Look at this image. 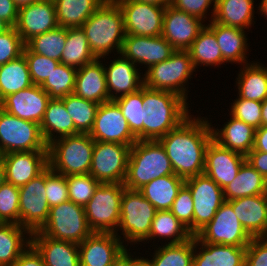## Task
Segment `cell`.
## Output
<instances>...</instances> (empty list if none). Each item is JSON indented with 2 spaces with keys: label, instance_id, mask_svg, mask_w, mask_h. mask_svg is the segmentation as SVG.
Here are the masks:
<instances>
[{
  "label": "cell",
  "instance_id": "cell-58",
  "mask_svg": "<svg viewBox=\"0 0 267 266\" xmlns=\"http://www.w3.org/2000/svg\"><path fill=\"white\" fill-rule=\"evenodd\" d=\"M246 161L267 180V153L252 149L246 155Z\"/></svg>",
  "mask_w": 267,
  "mask_h": 266
},
{
  "label": "cell",
  "instance_id": "cell-42",
  "mask_svg": "<svg viewBox=\"0 0 267 266\" xmlns=\"http://www.w3.org/2000/svg\"><path fill=\"white\" fill-rule=\"evenodd\" d=\"M194 236L179 244H164L156 248L152 259L145 258L151 266H193Z\"/></svg>",
  "mask_w": 267,
  "mask_h": 266
},
{
  "label": "cell",
  "instance_id": "cell-44",
  "mask_svg": "<svg viewBox=\"0 0 267 266\" xmlns=\"http://www.w3.org/2000/svg\"><path fill=\"white\" fill-rule=\"evenodd\" d=\"M79 133H90L100 104L81 98L74 93L61 99Z\"/></svg>",
  "mask_w": 267,
  "mask_h": 266
},
{
  "label": "cell",
  "instance_id": "cell-43",
  "mask_svg": "<svg viewBox=\"0 0 267 266\" xmlns=\"http://www.w3.org/2000/svg\"><path fill=\"white\" fill-rule=\"evenodd\" d=\"M67 40V28H57L38 34L29 39L25 45L33 52L59 61Z\"/></svg>",
  "mask_w": 267,
  "mask_h": 266
},
{
  "label": "cell",
  "instance_id": "cell-11",
  "mask_svg": "<svg viewBox=\"0 0 267 266\" xmlns=\"http://www.w3.org/2000/svg\"><path fill=\"white\" fill-rule=\"evenodd\" d=\"M131 146L95 141L89 174L100 183H124Z\"/></svg>",
  "mask_w": 267,
  "mask_h": 266
},
{
  "label": "cell",
  "instance_id": "cell-6",
  "mask_svg": "<svg viewBox=\"0 0 267 266\" xmlns=\"http://www.w3.org/2000/svg\"><path fill=\"white\" fill-rule=\"evenodd\" d=\"M196 71L188 50H175L163 62L152 65L145 70L144 85L148 88L173 92L188 100V79Z\"/></svg>",
  "mask_w": 267,
  "mask_h": 266
},
{
  "label": "cell",
  "instance_id": "cell-10",
  "mask_svg": "<svg viewBox=\"0 0 267 266\" xmlns=\"http://www.w3.org/2000/svg\"><path fill=\"white\" fill-rule=\"evenodd\" d=\"M0 151L12 152L48 151V144L40 125L16 117L0 107Z\"/></svg>",
  "mask_w": 267,
  "mask_h": 266
},
{
  "label": "cell",
  "instance_id": "cell-7",
  "mask_svg": "<svg viewBox=\"0 0 267 266\" xmlns=\"http://www.w3.org/2000/svg\"><path fill=\"white\" fill-rule=\"evenodd\" d=\"M156 212V208L138 190L125 188L121 199L119 226L115 234L122 238L123 243L125 240L126 247L129 243L132 246L138 242L146 243ZM119 230L122 231L120 233L123 237L118 235Z\"/></svg>",
  "mask_w": 267,
  "mask_h": 266
},
{
  "label": "cell",
  "instance_id": "cell-49",
  "mask_svg": "<svg viewBox=\"0 0 267 266\" xmlns=\"http://www.w3.org/2000/svg\"><path fill=\"white\" fill-rule=\"evenodd\" d=\"M230 116L258 129L262 126V102L247 100L237 96L231 103Z\"/></svg>",
  "mask_w": 267,
  "mask_h": 266
},
{
  "label": "cell",
  "instance_id": "cell-27",
  "mask_svg": "<svg viewBox=\"0 0 267 266\" xmlns=\"http://www.w3.org/2000/svg\"><path fill=\"white\" fill-rule=\"evenodd\" d=\"M245 257L246 247L205 243L194 236L193 266H245Z\"/></svg>",
  "mask_w": 267,
  "mask_h": 266
},
{
  "label": "cell",
  "instance_id": "cell-67",
  "mask_svg": "<svg viewBox=\"0 0 267 266\" xmlns=\"http://www.w3.org/2000/svg\"><path fill=\"white\" fill-rule=\"evenodd\" d=\"M136 266H151L149 262L143 257L137 264Z\"/></svg>",
  "mask_w": 267,
  "mask_h": 266
},
{
  "label": "cell",
  "instance_id": "cell-22",
  "mask_svg": "<svg viewBox=\"0 0 267 266\" xmlns=\"http://www.w3.org/2000/svg\"><path fill=\"white\" fill-rule=\"evenodd\" d=\"M58 26L53 0H41L18 9L15 29L25 43L33 36L43 34Z\"/></svg>",
  "mask_w": 267,
  "mask_h": 266
},
{
  "label": "cell",
  "instance_id": "cell-40",
  "mask_svg": "<svg viewBox=\"0 0 267 266\" xmlns=\"http://www.w3.org/2000/svg\"><path fill=\"white\" fill-rule=\"evenodd\" d=\"M33 85L24 55L0 65V100Z\"/></svg>",
  "mask_w": 267,
  "mask_h": 266
},
{
  "label": "cell",
  "instance_id": "cell-17",
  "mask_svg": "<svg viewBox=\"0 0 267 266\" xmlns=\"http://www.w3.org/2000/svg\"><path fill=\"white\" fill-rule=\"evenodd\" d=\"M174 51L175 49L162 35L152 37L125 35L120 54L135 65H145L148 70L152 65L166 61Z\"/></svg>",
  "mask_w": 267,
  "mask_h": 266
},
{
  "label": "cell",
  "instance_id": "cell-65",
  "mask_svg": "<svg viewBox=\"0 0 267 266\" xmlns=\"http://www.w3.org/2000/svg\"><path fill=\"white\" fill-rule=\"evenodd\" d=\"M258 8V10H260L259 12L261 13V15H264L267 19V0H261Z\"/></svg>",
  "mask_w": 267,
  "mask_h": 266
},
{
  "label": "cell",
  "instance_id": "cell-53",
  "mask_svg": "<svg viewBox=\"0 0 267 266\" xmlns=\"http://www.w3.org/2000/svg\"><path fill=\"white\" fill-rule=\"evenodd\" d=\"M24 48L25 42L15 27H10L7 31L0 34V65L23 55Z\"/></svg>",
  "mask_w": 267,
  "mask_h": 266
},
{
  "label": "cell",
  "instance_id": "cell-2",
  "mask_svg": "<svg viewBox=\"0 0 267 266\" xmlns=\"http://www.w3.org/2000/svg\"><path fill=\"white\" fill-rule=\"evenodd\" d=\"M189 103L181 96L143 85V140H159L175 129L191 113Z\"/></svg>",
  "mask_w": 267,
  "mask_h": 266
},
{
  "label": "cell",
  "instance_id": "cell-37",
  "mask_svg": "<svg viewBox=\"0 0 267 266\" xmlns=\"http://www.w3.org/2000/svg\"><path fill=\"white\" fill-rule=\"evenodd\" d=\"M60 27H81L105 0H53Z\"/></svg>",
  "mask_w": 267,
  "mask_h": 266
},
{
  "label": "cell",
  "instance_id": "cell-20",
  "mask_svg": "<svg viewBox=\"0 0 267 266\" xmlns=\"http://www.w3.org/2000/svg\"><path fill=\"white\" fill-rule=\"evenodd\" d=\"M245 161V155L224 148L212 139L206 149L203 173L223 189L236 178Z\"/></svg>",
  "mask_w": 267,
  "mask_h": 266
},
{
  "label": "cell",
  "instance_id": "cell-8",
  "mask_svg": "<svg viewBox=\"0 0 267 266\" xmlns=\"http://www.w3.org/2000/svg\"><path fill=\"white\" fill-rule=\"evenodd\" d=\"M124 189L121 183H100L97 187L84 206L88 226L93 232L117 231Z\"/></svg>",
  "mask_w": 267,
  "mask_h": 266
},
{
  "label": "cell",
  "instance_id": "cell-32",
  "mask_svg": "<svg viewBox=\"0 0 267 266\" xmlns=\"http://www.w3.org/2000/svg\"><path fill=\"white\" fill-rule=\"evenodd\" d=\"M185 179L172 174L153 179L138 191L157 211L170 210Z\"/></svg>",
  "mask_w": 267,
  "mask_h": 266
},
{
  "label": "cell",
  "instance_id": "cell-15",
  "mask_svg": "<svg viewBox=\"0 0 267 266\" xmlns=\"http://www.w3.org/2000/svg\"><path fill=\"white\" fill-rule=\"evenodd\" d=\"M124 16L126 35L160 36L166 7L135 0H115Z\"/></svg>",
  "mask_w": 267,
  "mask_h": 266
},
{
  "label": "cell",
  "instance_id": "cell-61",
  "mask_svg": "<svg viewBox=\"0 0 267 266\" xmlns=\"http://www.w3.org/2000/svg\"><path fill=\"white\" fill-rule=\"evenodd\" d=\"M138 2H142V3H151V4H155L158 6H163V7H167L169 5H171L172 0H135Z\"/></svg>",
  "mask_w": 267,
  "mask_h": 266
},
{
  "label": "cell",
  "instance_id": "cell-23",
  "mask_svg": "<svg viewBox=\"0 0 267 266\" xmlns=\"http://www.w3.org/2000/svg\"><path fill=\"white\" fill-rule=\"evenodd\" d=\"M6 181L20 187L41 174L48 166V151L12 152L2 155Z\"/></svg>",
  "mask_w": 267,
  "mask_h": 266
},
{
  "label": "cell",
  "instance_id": "cell-46",
  "mask_svg": "<svg viewBox=\"0 0 267 266\" xmlns=\"http://www.w3.org/2000/svg\"><path fill=\"white\" fill-rule=\"evenodd\" d=\"M113 101L119 106L137 140H143V86L138 91L123 95Z\"/></svg>",
  "mask_w": 267,
  "mask_h": 266
},
{
  "label": "cell",
  "instance_id": "cell-31",
  "mask_svg": "<svg viewBox=\"0 0 267 266\" xmlns=\"http://www.w3.org/2000/svg\"><path fill=\"white\" fill-rule=\"evenodd\" d=\"M40 129L47 144L60 137L79 134L61 99H50Z\"/></svg>",
  "mask_w": 267,
  "mask_h": 266
},
{
  "label": "cell",
  "instance_id": "cell-19",
  "mask_svg": "<svg viewBox=\"0 0 267 266\" xmlns=\"http://www.w3.org/2000/svg\"><path fill=\"white\" fill-rule=\"evenodd\" d=\"M123 241L111 232H92L79 245L80 265L112 266L126 248Z\"/></svg>",
  "mask_w": 267,
  "mask_h": 266
},
{
  "label": "cell",
  "instance_id": "cell-13",
  "mask_svg": "<svg viewBox=\"0 0 267 266\" xmlns=\"http://www.w3.org/2000/svg\"><path fill=\"white\" fill-rule=\"evenodd\" d=\"M19 225L30 233L39 231L49 216L45 189V170L19 187Z\"/></svg>",
  "mask_w": 267,
  "mask_h": 266
},
{
  "label": "cell",
  "instance_id": "cell-28",
  "mask_svg": "<svg viewBox=\"0 0 267 266\" xmlns=\"http://www.w3.org/2000/svg\"><path fill=\"white\" fill-rule=\"evenodd\" d=\"M102 59L77 69L74 94L101 104L110 101ZM102 62V63H101Z\"/></svg>",
  "mask_w": 267,
  "mask_h": 266
},
{
  "label": "cell",
  "instance_id": "cell-45",
  "mask_svg": "<svg viewBox=\"0 0 267 266\" xmlns=\"http://www.w3.org/2000/svg\"><path fill=\"white\" fill-rule=\"evenodd\" d=\"M76 75V68L59 63L40 87L50 99H62L74 92Z\"/></svg>",
  "mask_w": 267,
  "mask_h": 266
},
{
  "label": "cell",
  "instance_id": "cell-36",
  "mask_svg": "<svg viewBox=\"0 0 267 266\" xmlns=\"http://www.w3.org/2000/svg\"><path fill=\"white\" fill-rule=\"evenodd\" d=\"M30 244L31 233L26 228L15 223H0V266H13Z\"/></svg>",
  "mask_w": 267,
  "mask_h": 266
},
{
  "label": "cell",
  "instance_id": "cell-62",
  "mask_svg": "<svg viewBox=\"0 0 267 266\" xmlns=\"http://www.w3.org/2000/svg\"><path fill=\"white\" fill-rule=\"evenodd\" d=\"M39 1H41V0H13V2L15 3V5L18 9L25 7V6H28V5H31L33 3H37Z\"/></svg>",
  "mask_w": 267,
  "mask_h": 266
},
{
  "label": "cell",
  "instance_id": "cell-63",
  "mask_svg": "<svg viewBox=\"0 0 267 266\" xmlns=\"http://www.w3.org/2000/svg\"><path fill=\"white\" fill-rule=\"evenodd\" d=\"M262 126H267V98L262 102Z\"/></svg>",
  "mask_w": 267,
  "mask_h": 266
},
{
  "label": "cell",
  "instance_id": "cell-30",
  "mask_svg": "<svg viewBox=\"0 0 267 266\" xmlns=\"http://www.w3.org/2000/svg\"><path fill=\"white\" fill-rule=\"evenodd\" d=\"M221 129L211 124L213 140L224 148L247 155L254 146L255 128L232 116Z\"/></svg>",
  "mask_w": 267,
  "mask_h": 266
},
{
  "label": "cell",
  "instance_id": "cell-48",
  "mask_svg": "<svg viewBox=\"0 0 267 266\" xmlns=\"http://www.w3.org/2000/svg\"><path fill=\"white\" fill-rule=\"evenodd\" d=\"M19 187L5 182L0 187V223L19 225Z\"/></svg>",
  "mask_w": 267,
  "mask_h": 266
},
{
  "label": "cell",
  "instance_id": "cell-14",
  "mask_svg": "<svg viewBox=\"0 0 267 266\" xmlns=\"http://www.w3.org/2000/svg\"><path fill=\"white\" fill-rule=\"evenodd\" d=\"M194 201V236L214 217L225 202L223 189L206 174L185 180Z\"/></svg>",
  "mask_w": 267,
  "mask_h": 266
},
{
  "label": "cell",
  "instance_id": "cell-60",
  "mask_svg": "<svg viewBox=\"0 0 267 266\" xmlns=\"http://www.w3.org/2000/svg\"><path fill=\"white\" fill-rule=\"evenodd\" d=\"M130 248L127 250V247L120 253V255L114 260L112 266H136V264L143 258V257H136L135 258L131 255Z\"/></svg>",
  "mask_w": 267,
  "mask_h": 266
},
{
  "label": "cell",
  "instance_id": "cell-29",
  "mask_svg": "<svg viewBox=\"0 0 267 266\" xmlns=\"http://www.w3.org/2000/svg\"><path fill=\"white\" fill-rule=\"evenodd\" d=\"M206 26L215 34L222 57L227 63L248 64L247 52L249 50L246 31L238 27L221 25L214 21Z\"/></svg>",
  "mask_w": 267,
  "mask_h": 266
},
{
  "label": "cell",
  "instance_id": "cell-47",
  "mask_svg": "<svg viewBox=\"0 0 267 266\" xmlns=\"http://www.w3.org/2000/svg\"><path fill=\"white\" fill-rule=\"evenodd\" d=\"M68 185V198L80 206H85L92 198L100 182L94 179L89 173L66 176Z\"/></svg>",
  "mask_w": 267,
  "mask_h": 266
},
{
  "label": "cell",
  "instance_id": "cell-55",
  "mask_svg": "<svg viewBox=\"0 0 267 266\" xmlns=\"http://www.w3.org/2000/svg\"><path fill=\"white\" fill-rule=\"evenodd\" d=\"M245 266H267V237H254L246 247Z\"/></svg>",
  "mask_w": 267,
  "mask_h": 266
},
{
  "label": "cell",
  "instance_id": "cell-16",
  "mask_svg": "<svg viewBox=\"0 0 267 266\" xmlns=\"http://www.w3.org/2000/svg\"><path fill=\"white\" fill-rule=\"evenodd\" d=\"M89 135L94 141L133 146L137 141L119 106L113 101L101 103Z\"/></svg>",
  "mask_w": 267,
  "mask_h": 266
},
{
  "label": "cell",
  "instance_id": "cell-3",
  "mask_svg": "<svg viewBox=\"0 0 267 266\" xmlns=\"http://www.w3.org/2000/svg\"><path fill=\"white\" fill-rule=\"evenodd\" d=\"M91 52L105 60L115 49L121 53L125 39L124 16L115 0L105 2L81 26Z\"/></svg>",
  "mask_w": 267,
  "mask_h": 266
},
{
  "label": "cell",
  "instance_id": "cell-25",
  "mask_svg": "<svg viewBox=\"0 0 267 266\" xmlns=\"http://www.w3.org/2000/svg\"><path fill=\"white\" fill-rule=\"evenodd\" d=\"M243 228L252 237H267V194L227 201Z\"/></svg>",
  "mask_w": 267,
  "mask_h": 266
},
{
  "label": "cell",
  "instance_id": "cell-50",
  "mask_svg": "<svg viewBox=\"0 0 267 266\" xmlns=\"http://www.w3.org/2000/svg\"><path fill=\"white\" fill-rule=\"evenodd\" d=\"M23 55L28 64L31 81L35 85H41L60 63L46 56L33 53L26 45Z\"/></svg>",
  "mask_w": 267,
  "mask_h": 266
},
{
  "label": "cell",
  "instance_id": "cell-9",
  "mask_svg": "<svg viewBox=\"0 0 267 266\" xmlns=\"http://www.w3.org/2000/svg\"><path fill=\"white\" fill-rule=\"evenodd\" d=\"M37 232L79 245L93 231L88 226L84 207L68 200L50 207L47 221Z\"/></svg>",
  "mask_w": 267,
  "mask_h": 266
},
{
  "label": "cell",
  "instance_id": "cell-35",
  "mask_svg": "<svg viewBox=\"0 0 267 266\" xmlns=\"http://www.w3.org/2000/svg\"><path fill=\"white\" fill-rule=\"evenodd\" d=\"M267 194V180L247 161L240 167L236 178L223 188L225 201Z\"/></svg>",
  "mask_w": 267,
  "mask_h": 266
},
{
  "label": "cell",
  "instance_id": "cell-4",
  "mask_svg": "<svg viewBox=\"0 0 267 266\" xmlns=\"http://www.w3.org/2000/svg\"><path fill=\"white\" fill-rule=\"evenodd\" d=\"M170 159L159 140H137L130 149L124 187L138 190L162 176L172 175Z\"/></svg>",
  "mask_w": 267,
  "mask_h": 266
},
{
  "label": "cell",
  "instance_id": "cell-56",
  "mask_svg": "<svg viewBox=\"0 0 267 266\" xmlns=\"http://www.w3.org/2000/svg\"><path fill=\"white\" fill-rule=\"evenodd\" d=\"M13 266H45L41 255L30 244L18 257Z\"/></svg>",
  "mask_w": 267,
  "mask_h": 266
},
{
  "label": "cell",
  "instance_id": "cell-38",
  "mask_svg": "<svg viewBox=\"0 0 267 266\" xmlns=\"http://www.w3.org/2000/svg\"><path fill=\"white\" fill-rule=\"evenodd\" d=\"M195 69L197 66H221L226 63L222 57L215 34L205 25L188 49Z\"/></svg>",
  "mask_w": 267,
  "mask_h": 266
},
{
  "label": "cell",
  "instance_id": "cell-33",
  "mask_svg": "<svg viewBox=\"0 0 267 266\" xmlns=\"http://www.w3.org/2000/svg\"><path fill=\"white\" fill-rule=\"evenodd\" d=\"M254 7V0H216L212 21L225 26L249 29L255 23Z\"/></svg>",
  "mask_w": 267,
  "mask_h": 266
},
{
  "label": "cell",
  "instance_id": "cell-64",
  "mask_svg": "<svg viewBox=\"0 0 267 266\" xmlns=\"http://www.w3.org/2000/svg\"><path fill=\"white\" fill-rule=\"evenodd\" d=\"M6 182L5 166L2 158L0 159V187Z\"/></svg>",
  "mask_w": 267,
  "mask_h": 266
},
{
  "label": "cell",
  "instance_id": "cell-59",
  "mask_svg": "<svg viewBox=\"0 0 267 266\" xmlns=\"http://www.w3.org/2000/svg\"><path fill=\"white\" fill-rule=\"evenodd\" d=\"M253 150L267 153V126L255 130Z\"/></svg>",
  "mask_w": 267,
  "mask_h": 266
},
{
  "label": "cell",
  "instance_id": "cell-54",
  "mask_svg": "<svg viewBox=\"0 0 267 266\" xmlns=\"http://www.w3.org/2000/svg\"><path fill=\"white\" fill-rule=\"evenodd\" d=\"M213 3V4H212ZM215 3L216 0H172L171 6L175 9L186 12L190 15H193L197 18H200L202 21H206L207 13L213 5V9L211 10V20H213V16L215 13ZM210 6V7H209Z\"/></svg>",
  "mask_w": 267,
  "mask_h": 266
},
{
  "label": "cell",
  "instance_id": "cell-1",
  "mask_svg": "<svg viewBox=\"0 0 267 266\" xmlns=\"http://www.w3.org/2000/svg\"><path fill=\"white\" fill-rule=\"evenodd\" d=\"M212 139L211 123L205 117L190 115L159 141L165 148L174 174L186 180L203 174L206 149Z\"/></svg>",
  "mask_w": 267,
  "mask_h": 266
},
{
  "label": "cell",
  "instance_id": "cell-66",
  "mask_svg": "<svg viewBox=\"0 0 267 266\" xmlns=\"http://www.w3.org/2000/svg\"><path fill=\"white\" fill-rule=\"evenodd\" d=\"M10 28V26L4 22L3 20L0 19V34L4 33Z\"/></svg>",
  "mask_w": 267,
  "mask_h": 266
},
{
  "label": "cell",
  "instance_id": "cell-5",
  "mask_svg": "<svg viewBox=\"0 0 267 266\" xmlns=\"http://www.w3.org/2000/svg\"><path fill=\"white\" fill-rule=\"evenodd\" d=\"M95 141L89 133L64 136L48 144L49 167L64 176L88 174Z\"/></svg>",
  "mask_w": 267,
  "mask_h": 266
},
{
  "label": "cell",
  "instance_id": "cell-39",
  "mask_svg": "<svg viewBox=\"0 0 267 266\" xmlns=\"http://www.w3.org/2000/svg\"><path fill=\"white\" fill-rule=\"evenodd\" d=\"M96 59L90 50L84 30L81 27L67 28V40L60 63L79 69Z\"/></svg>",
  "mask_w": 267,
  "mask_h": 266
},
{
  "label": "cell",
  "instance_id": "cell-41",
  "mask_svg": "<svg viewBox=\"0 0 267 266\" xmlns=\"http://www.w3.org/2000/svg\"><path fill=\"white\" fill-rule=\"evenodd\" d=\"M193 235L189 230L172 214L170 210L157 211L151 223L149 241L159 238L171 239L165 244H179L191 239ZM169 238V239H168Z\"/></svg>",
  "mask_w": 267,
  "mask_h": 266
},
{
  "label": "cell",
  "instance_id": "cell-24",
  "mask_svg": "<svg viewBox=\"0 0 267 266\" xmlns=\"http://www.w3.org/2000/svg\"><path fill=\"white\" fill-rule=\"evenodd\" d=\"M106 66L105 64L104 70L110 101L134 93L144 85V77H141L140 68L121 54L117 59L113 58V61Z\"/></svg>",
  "mask_w": 267,
  "mask_h": 266
},
{
  "label": "cell",
  "instance_id": "cell-21",
  "mask_svg": "<svg viewBox=\"0 0 267 266\" xmlns=\"http://www.w3.org/2000/svg\"><path fill=\"white\" fill-rule=\"evenodd\" d=\"M49 101L48 93L40 85L33 84L5 97L1 102V108L20 119L40 125Z\"/></svg>",
  "mask_w": 267,
  "mask_h": 266
},
{
  "label": "cell",
  "instance_id": "cell-57",
  "mask_svg": "<svg viewBox=\"0 0 267 266\" xmlns=\"http://www.w3.org/2000/svg\"><path fill=\"white\" fill-rule=\"evenodd\" d=\"M0 19L10 27H15L18 19V8L13 0H0Z\"/></svg>",
  "mask_w": 267,
  "mask_h": 266
},
{
  "label": "cell",
  "instance_id": "cell-51",
  "mask_svg": "<svg viewBox=\"0 0 267 266\" xmlns=\"http://www.w3.org/2000/svg\"><path fill=\"white\" fill-rule=\"evenodd\" d=\"M170 211L194 236V201L185 184L179 190Z\"/></svg>",
  "mask_w": 267,
  "mask_h": 266
},
{
  "label": "cell",
  "instance_id": "cell-12",
  "mask_svg": "<svg viewBox=\"0 0 267 266\" xmlns=\"http://www.w3.org/2000/svg\"><path fill=\"white\" fill-rule=\"evenodd\" d=\"M195 238L210 244L247 247L252 237L243 228L232 206L225 201Z\"/></svg>",
  "mask_w": 267,
  "mask_h": 266
},
{
  "label": "cell",
  "instance_id": "cell-34",
  "mask_svg": "<svg viewBox=\"0 0 267 266\" xmlns=\"http://www.w3.org/2000/svg\"><path fill=\"white\" fill-rule=\"evenodd\" d=\"M236 79L238 97L263 102L267 98V67L256 61L241 66Z\"/></svg>",
  "mask_w": 267,
  "mask_h": 266
},
{
  "label": "cell",
  "instance_id": "cell-18",
  "mask_svg": "<svg viewBox=\"0 0 267 266\" xmlns=\"http://www.w3.org/2000/svg\"><path fill=\"white\" fill-rule=\"evenodd\" d=\"M205 25L200 18L169 5L164 11L161 35L175 50H188Z\"/></svg>",
  "mask_w": 267,
  "mask_h": 266
},
{
  "label": "cell",
  "instance_id": "cell-52",
  "mask_svg": "<svg viewBox=\"0 0 267 266\" xmlns=\"http://www.w3.org/2000/svg\"><path fill=\"white\" fill-rule=\"evenodd\" d=\"M45 189L49 207L69 200L66 176L53 171L49 166L45 169Z\"/></svg>",
  "mask_w": 267,
  "mask_h": 266
},
{
  "label": "cell",
  "instance_id": "cell-26",
  "mask_svg": "<svg viewBox=\"0 0 267 266\" xmlns=\"http://www.w3.org/2000/svg\"><path fill=\"white\" fill-rule=\"evenodd\" d=\"M31 245L41 255L45 266H79L78 244L55 240L41 232L31 233Z\"/></svg>",
  "mask_w": 267,
  "mask_h": 266
}]
</instances>
